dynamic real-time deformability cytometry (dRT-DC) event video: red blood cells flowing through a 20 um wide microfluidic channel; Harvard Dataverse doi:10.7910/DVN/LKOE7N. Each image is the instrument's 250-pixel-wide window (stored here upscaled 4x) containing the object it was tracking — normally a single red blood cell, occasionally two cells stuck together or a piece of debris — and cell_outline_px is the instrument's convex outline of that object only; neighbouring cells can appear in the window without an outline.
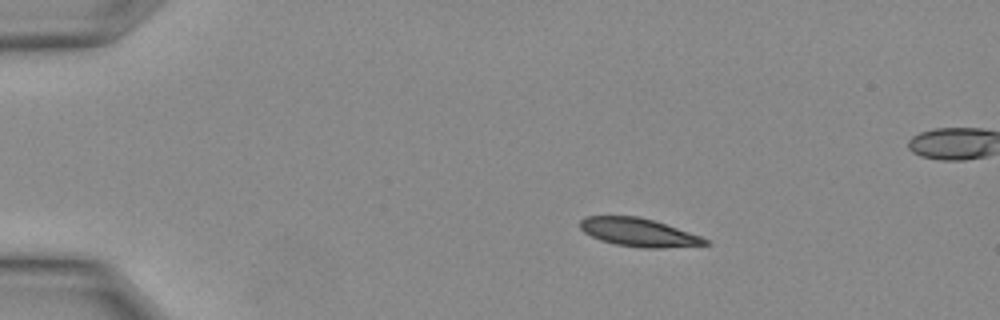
{"species": "Egyptian fruit bat (a non-hibernating species)", "species_latin": "Rousettus aegyptiacus", "temperature_condition": "warm", "stored_images_in_passage": 14, "camera_frame_rate_fps": 3000, "um_per_image_px": 0.085, "animal": {"sex": "female"}, "frame": {"image": 1, "passage_image": 5, "time_ms": 1.333, "image_size_px": [1000, 320], "cell_outline_px": [[708, 244], [664, 248], [640, 248], [616, 244], [600, 240], [584, 232], [580, 228], [580, 220], [584, 216], [640, 216], [700, 236], [708, 240]], "centroid_in_image_um": [54.23, 19.75], "position_along_channel_um": 30.8, "area_um2": 20.35}}
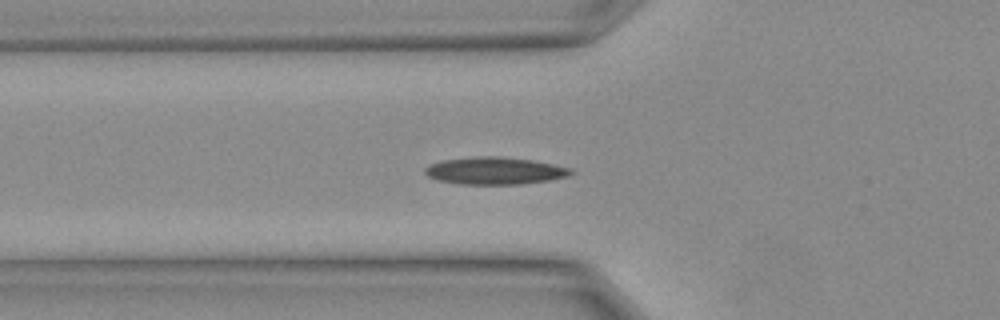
{"frame": {"image": 2, "passage_image": 10, "time_ms": 3.0, "image_size_px": [1000, 320], "cell_outline_px": [[576, 172], [568, 176], [548, 180], [520, 184], [460, 184], [436, 180], [428, 176], [424, 172], [424, 168], [428, 164], [444, 160], [476, 156], [500, 156], [532, 160], [572, 168]], "centroid_in_image_um": [42.05, 14.51], "position_along_channel_um": 83.8, "area_um2": 23.29}}